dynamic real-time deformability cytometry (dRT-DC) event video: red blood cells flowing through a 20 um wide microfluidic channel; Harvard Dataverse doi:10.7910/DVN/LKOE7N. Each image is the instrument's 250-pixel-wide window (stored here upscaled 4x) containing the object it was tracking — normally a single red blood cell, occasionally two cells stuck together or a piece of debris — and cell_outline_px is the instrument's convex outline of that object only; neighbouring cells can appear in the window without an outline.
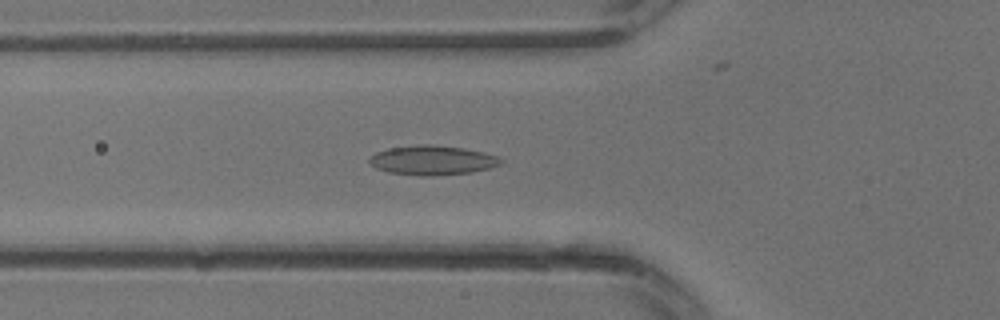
{"species": "common noctule bat (a hibernating species)", "species_latin": "Nyctalus noctula", "temperature_condition": "warm", "stored_images_in_passage": 20, "camera_frame_rate_fps": 3000, "um_per_image_px": 0.085, "animal": {"sex": "male", "body_mass_g": 13.3}, "frame": {"image": 1, "passage_image": 11, "time_ms": 3.333, "image_size_px": [1000, 320], "cell_outline_px": [[504, 160], [500, 164], [488, 168], [472, 172], [432, 176], [420, 176], [388, 172], [376, 168], [368, 160], [368, 156], [376, 152], [388, 148], [424, 144], [428, 144], [464, 148], [484, 152], [496, 156]], "centroid_in_image_um": [36.73, 13.62], "position_along_channel_um": 89.1, "area_um2": 22.54}}
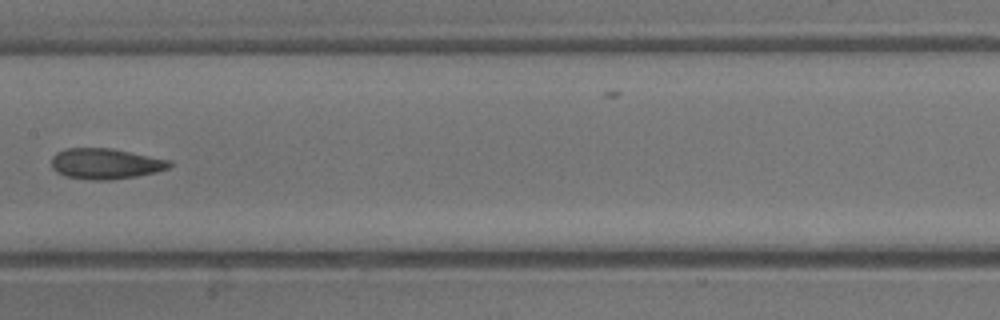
{"frame": {"image": 2, "passage_image": 16, "time_ms": 5.0, "image_size_px": [1000, 320], "cell_outline_px": [[172, 164], [168, 168], [156, 172], [136, 176], [108, 180], [92, 180], [64, 176], [56, 172], [52, 168], [52, 156], [56, 152], [68, 148], [112, 148], [172, 160]], "centroid_in_image_um": [8.97, 13.91], "position_along_channel_um": 198.4, "area_um2": 21.21}}
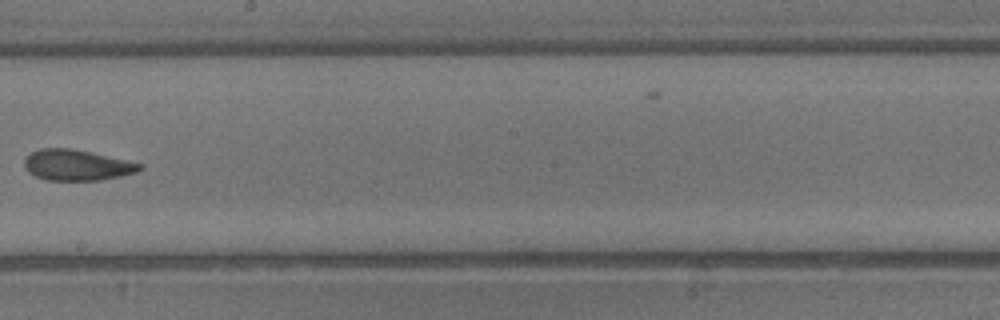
{"frame": {"image": 3, "passage_image": 18, "time_ms": 5.667, "image_size_px": [1000, 320], "cell_outline_px": [[144, 168], [136, 172], [120, 176], [100, 180], [48, 180], [36, 176], [28, 172], [24, 168], [24, 160], [32, 152], [40, 148], [68, 148], [88, 152], [144, 164]], "centroid_in_image_um": [6.52, 14.04], "position_along_channel_um": 241.7, "area_um2": 20.46}}